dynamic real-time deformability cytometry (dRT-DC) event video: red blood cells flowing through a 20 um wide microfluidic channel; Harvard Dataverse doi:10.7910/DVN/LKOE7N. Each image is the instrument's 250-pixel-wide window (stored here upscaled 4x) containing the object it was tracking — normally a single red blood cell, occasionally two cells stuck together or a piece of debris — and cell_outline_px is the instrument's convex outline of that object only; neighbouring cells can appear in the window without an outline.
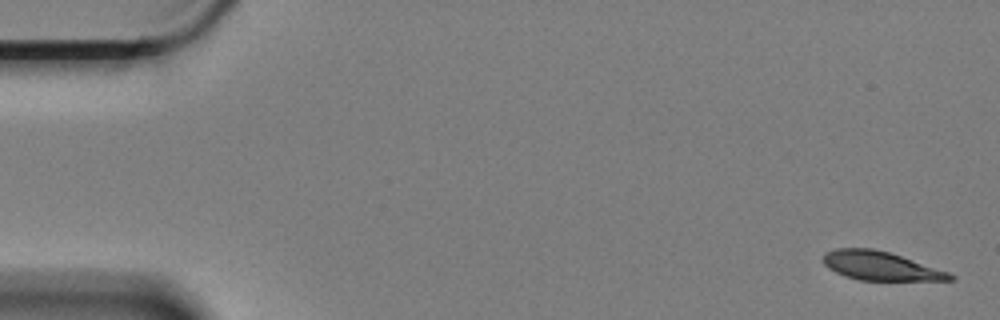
{"species": "Egyptian fruit bat (a non-hibernating species)", "species_latin": "Rousettus aegyptiacus", "temperature_condition": "cold", "stored_images_in_passage": 5, "camera_frame_rate_fps": 3000, "um_per_image_px": 0.085, "animal": {"sex": "female"}, "frame": {"image": 1, "passage_image": 1, "time_ms": 0.0, "image_size_px": [1000, 320], "cell_outline_px": [[956, 280], [860, 280], [844, 276], [828, 268], [824, 264], [824, 252], [836, 248], [872, 248], [888, 252], [948, 272], [956, 276]], "centroid_in_image_um": [74.81, 22.6], "position_along_channel_um": 10.2, "area_um2": 20.98}}
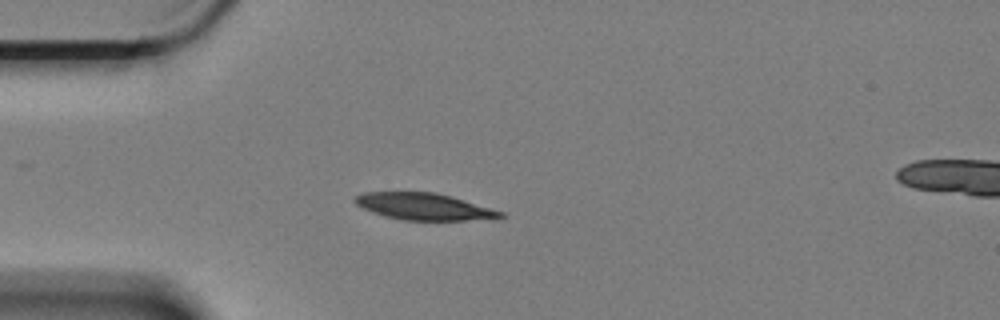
{"frame": {"image": 2, "passage_image": 5, "time_ms": 1.333, "image_size_px": [1000, 320], "cell_outline_px": [[504, 216], [496, 220], [404, 220], [384, 216], [372, 212], [356, 204], [352, 200], [356, 196], [364, 192], [436, 192], [504, 212]], "centroid_in_image_um": [36.07, 17.57], "position_along_channel_um": 48.9, "area_um2": 22.72}}